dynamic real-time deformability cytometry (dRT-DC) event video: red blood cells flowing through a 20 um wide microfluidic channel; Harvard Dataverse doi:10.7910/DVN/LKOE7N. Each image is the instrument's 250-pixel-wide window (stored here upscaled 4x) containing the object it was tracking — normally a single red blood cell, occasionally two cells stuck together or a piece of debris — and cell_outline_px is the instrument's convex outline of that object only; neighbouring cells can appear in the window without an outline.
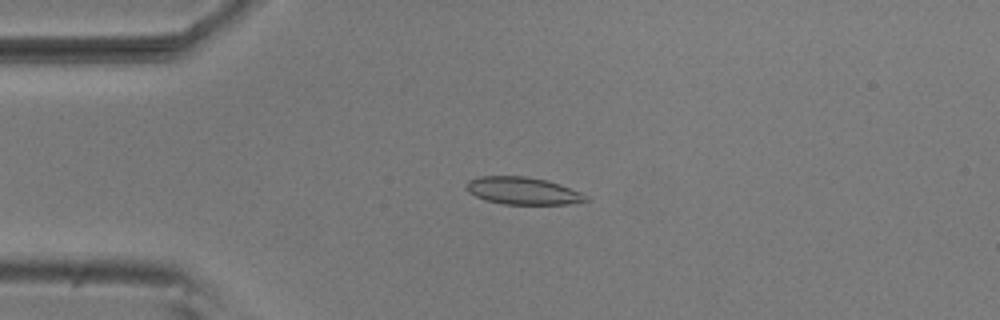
{"species": "common noctule bat (a hibernating species)", "species_latin": "Nyctalus noctula", "temperature_condition": "room temperature", "stored_images_in_passage": 4, "camera_frame_rate_fps": 3000, "um_per_image_px": 0.085, "animal": {"sex": "male", "body_mass_g": 20.5, "forearm_length_mm": 52.5}, "frame": {"image": 1, "passage_image": 4, "time_ms": 1.0, "image_size_px": [1000, 320], "cell_outline_px": [[592, 200], [568, 204], [504, 204], [484, 200], [468, 192], [464, 188], [468, 180], [480, 176], [524, 176], [548, 180], [560, 184], [580, 192], [588, 196]], "centroid_in_image_um": [44.44, 16.22], "position_along_channel_um": 40.6, "area_um2": 19.25}}